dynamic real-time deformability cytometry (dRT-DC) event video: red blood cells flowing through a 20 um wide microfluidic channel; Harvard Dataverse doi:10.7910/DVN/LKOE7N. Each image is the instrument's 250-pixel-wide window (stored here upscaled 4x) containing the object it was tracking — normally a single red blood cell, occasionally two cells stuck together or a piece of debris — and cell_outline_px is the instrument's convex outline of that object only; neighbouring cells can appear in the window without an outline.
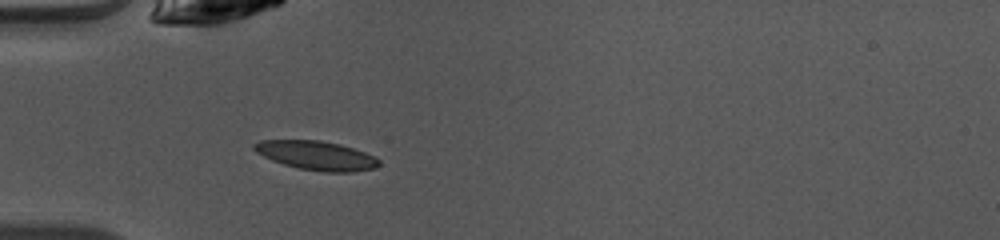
{"species": "common noctule bat (a hibernating species)", "species_latin": "Nyctalus noctula", "temperature_condition": "warm", "stored_images_in_passage": 35, "camera_frame_rate_fps": 3000, "um_per_image_px": 0.085, "animal": {"sex": "female", "body_mass_g": 10.0, "forearm_length_mm": 53.1}, "frame": {"image": 1, "passage_image": 1, "time_ms": 0.0, "image_size_px": [1000, 240], "cell_outline_px": [[380, 164], [376, 168], [352, 172], [324, 172], [300, 168], [284, 164], [272, 160], [256, 152], [252, 148], [252, 144], [260, 140], [320, 140], [340, 144], [376, 156], [380, 160]], "centroid_in_image_um": [26.91, 13.21], "position_along_channel_um": 58.1, "area_um2": 21.15}}
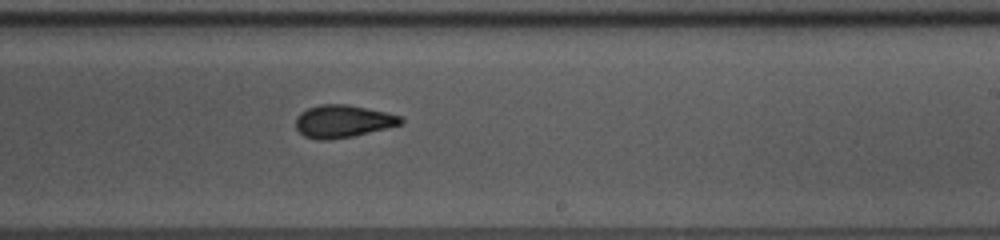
{"frame": {"image": 2, "passage_image": 16, "time_ms": 5.0, "image_size_px": [1000, 240], "cell_outline_px": [[404, 124], [352, 136], [328, 140], [320, 140], [304, 136], [296, 128], [296, 116], [300, 112], [308, 108], [320, 104], [348, 104], [384, 112], [400, 116], [404, 120]], "centroid_in_image_um": [29.13, 10.3], "position_along_channel_um": 259.9, "area_um2": 19.88}}
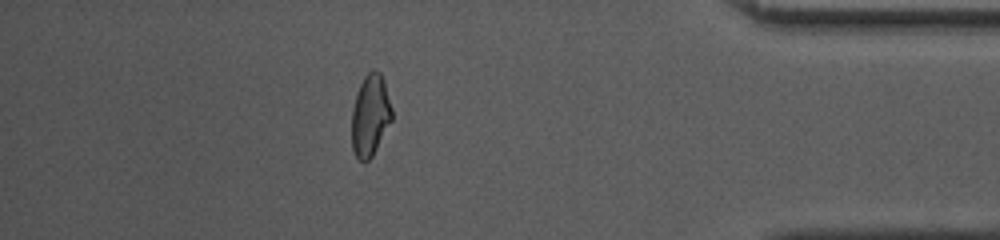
{"frame": {"image": 3, "passage_image": 29, "time_ms": 9.333, "image_size_px": [1000, 240], "cell_outline_px": [[392, 120], [372, 156], [364, 164], [356, 156], [352, 148], [352, 108], [360, 84], [364, 76], [372, 68], [380, 72], [392, 108]], "centroid_in_image_um": [31.46, 9.82], "position_along_channel_um": 403.7, "area_um2": 18.96}, "authors_computed_cell_mechanics": {"area_um2": 19.7676, "velocity_mm_per_s": 4.1071, "shape_relaxation_time_tau1_ms": 5.1351, "shape_relaxation_time_tau2_ms": 1.7484, "deformation_change_tau1": 0.1653, "deformation_change_tau2": 0.0834}}